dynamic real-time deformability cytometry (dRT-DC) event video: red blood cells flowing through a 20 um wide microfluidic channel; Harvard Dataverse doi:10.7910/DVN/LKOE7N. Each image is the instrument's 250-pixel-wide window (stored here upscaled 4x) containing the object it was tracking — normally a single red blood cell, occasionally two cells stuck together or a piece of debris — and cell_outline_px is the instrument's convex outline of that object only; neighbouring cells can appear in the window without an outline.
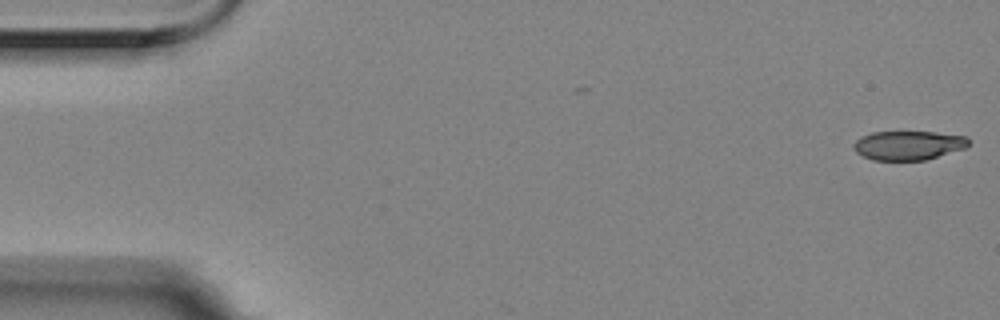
{"species": "Egyptian fruit bat (a non-hibernating species)", "species_latin": "Rousettus aegyptiacus", "temperature_condition": "room temperature", "stored_images_in_passage": 7, "camera_frame_rate_fps": 3000, "um_per_image_px": 0.085, "animal": {"sex": "female"}, "frame": {"image": 1, "passage_image": 1, "time_ms": 0.0, "image_size_px": [1000, 320], "cell_outline_px": [[968, 144], [964, 148], [924, 160], [872, 160], [856, 152], [852, 148], [852, 144], [860, 136], [872, 132], [932, 132], [968, 136]], "centroid_in_image_um": [77.15, 12.35], "position_along_channel_um": 7.8, "area_um2": 19.42}}